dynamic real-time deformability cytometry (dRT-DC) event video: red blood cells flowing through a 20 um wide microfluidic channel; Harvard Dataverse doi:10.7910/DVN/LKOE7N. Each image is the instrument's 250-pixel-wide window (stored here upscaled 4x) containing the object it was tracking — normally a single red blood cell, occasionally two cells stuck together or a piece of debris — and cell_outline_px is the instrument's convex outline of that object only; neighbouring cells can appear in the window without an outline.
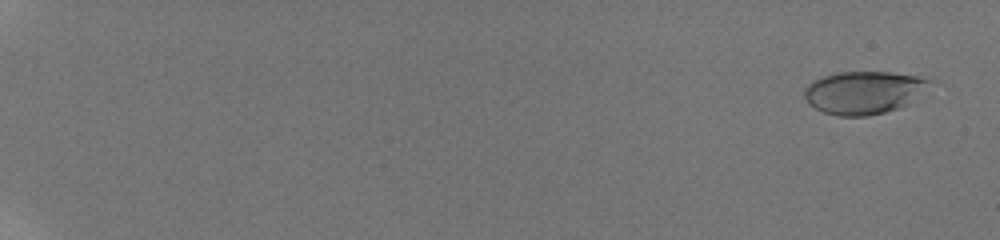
{"species": "human", "species_latin": "Homo sapiens", "temperature_condition": "room temperature", "stored_images_in_passage": 14, "camera_frame_rate_fps": 3000, "um_per_image_px": 0.085, "donor": {"sex": "male"}, "frame": {"image": 1, "passage_image": 1, "time_ms": 0.0, "image_size_px": [1000, 240], "cell_outline_px": [[932, 80], [904, 104], [896, 108], [884, 112], [868, 116], [840, 116], [824, 112], [808, 104], [804, 96], [804, 88], [812, 80], [824, 76], [840, 72], [888, 72], [916, 76]], "centroid_in_image_um": [73.28, 7.85], "position_along_channel_um": 11.7, "area_um2": 30.35}}
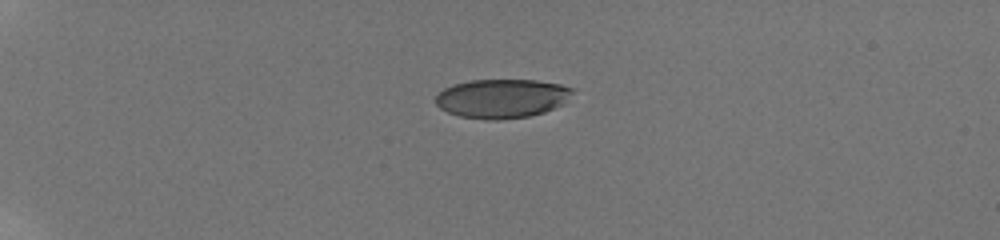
{"frame": {"image": 2, "passage_image": 7, "time_ms": 5.0, "image_size_px": [1000, 240], "cell_outline_px": [[572, 92], [564, 104], [544, 112], [528, 116], [500, 120], [484, 120], [460, 116], [448, 112], [440, 108], [436, 104], [436, 96], [444, 88], [452, 84], [472, 80], [536, 80], [560, 84], [572, 88]], "centroid_in_image_um": [42.65, 8.37], "position_along_channel_um": 42.4, "area_um2": 31.15}}
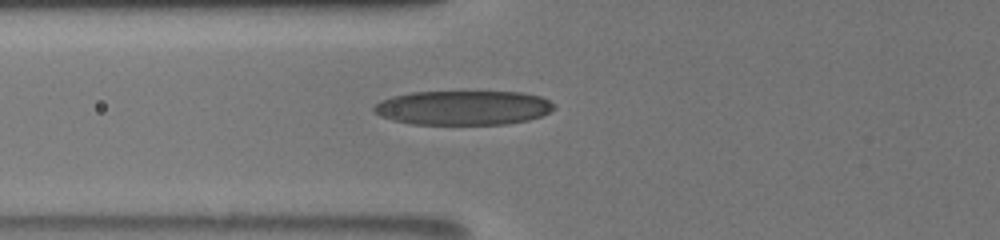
{"frame": {"image": 3, "passage_image": 14, "time_ms": 8.0, "image_size_px": [1000, 240], "cell_outline_px": [[556, 108], [540, 116], [528, 120], [508, 124], [412, 124], [392, 120], [380, 116], [372, 108], [380, 100], [392, 96], [412, 92], [464, 88], [524, 92], [540, 96], [556, 104]], "centroid_in_image_um": [39.4, 9.09], "position_along_channel_um": 86.4, "area_um2": 37.8}}